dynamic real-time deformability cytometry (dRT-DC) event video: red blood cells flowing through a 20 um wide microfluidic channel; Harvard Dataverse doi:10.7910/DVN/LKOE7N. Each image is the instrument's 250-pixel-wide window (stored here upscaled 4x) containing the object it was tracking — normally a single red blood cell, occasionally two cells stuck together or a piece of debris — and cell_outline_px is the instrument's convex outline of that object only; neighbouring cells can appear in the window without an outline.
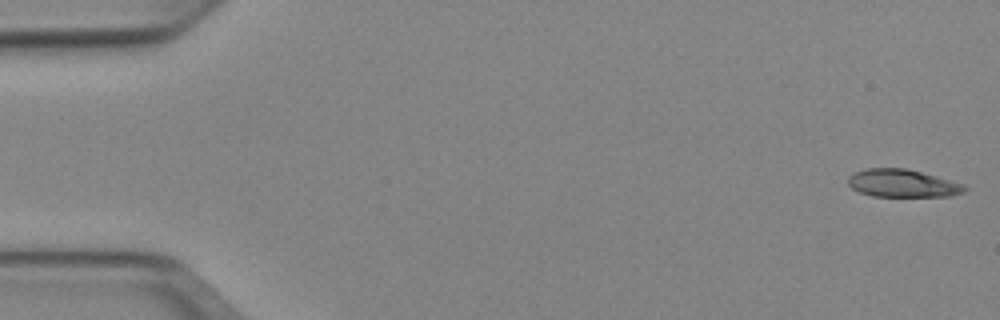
{"species": "Egyptian fruit bat (a non-hibernating species)", "species_latin": "Rousettus aegyptiacus", "temperature_condition": "cold", "stored_images_in_passage": 51, "camera_frame_rate_fps": 3000, "um_per_image_px": 0.085, "animal": {"sex": "female"}, "frame": {"image": 1, "passage_image": 1, "time_ms": 0.0, "image_size_px": [1000, 320], "cell_outline_px": [[968, 188], [964, 192], [948, 196], [872, 196], [860, 192], [852, 188], [848, 184], [848, 176], [856, 172], [868, 168], [908, 168], [964, 184]], "centroid_in_image_um": [76.72, 15.58], "position_along_channel_um": 8.3, "area_um2": 18.79}}
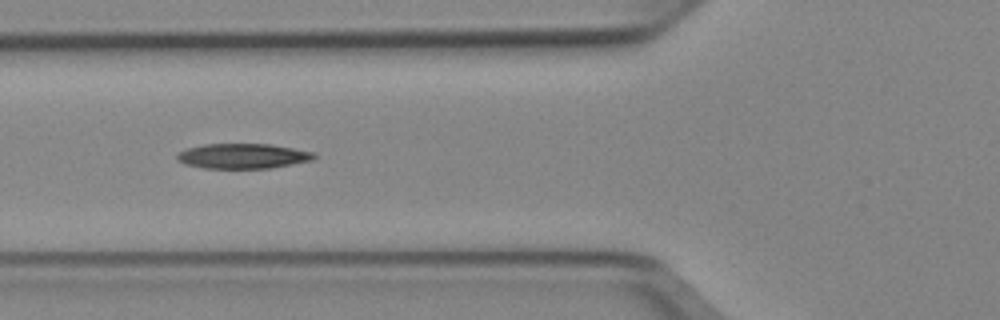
{"frame": {"image": 2, "passage_image": 19, "time_ms": 6.0, "image_size_px": [1000, 320], "cell_outline_px": [[316, 156], [312, 160], [272, 168], [204, 168], [184, 164], [176, 160], [176, 156], [184, 148], [204, 144], [272, 144], [316, 152]], "centroid_in_image_um": [20.64, 13.26], "position_along_channel_um": 105.2, "area_um2": 20.17}}
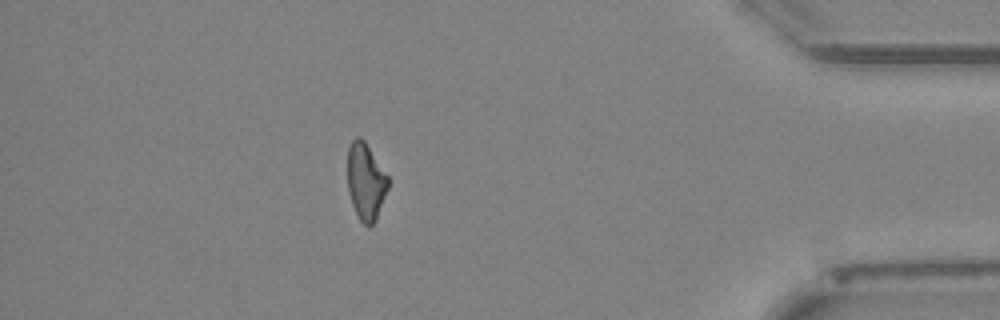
{"frame": {"image": 3, "passage_image": 45, "time_ms": 14.667, "image_size_px": [1000, 320], "cell_outline_px": [[388, 188], [376, 220], [368, 228], [360, 220], [352, 204], [348, 188], [348, 148], [352, 140], [356, 136], [360, 136], [364, 140], [388, 176]], "centroid_in_image_um": [31.09, 15.42], "position_along_channel_um": 404.1, "area_um2": 18.03}, "authors_computed_cell_mechanics": {"area_um2": 19.5942, "velocity_mm_per_s": 3.9559, "shape_relaxation_time_tau1_ms": 6.697, "shape_relaxation_time_tau2_ms": 7.112, "deformation_change_tau1": 0.1691, "deformation_change_tau2": 0.184}}